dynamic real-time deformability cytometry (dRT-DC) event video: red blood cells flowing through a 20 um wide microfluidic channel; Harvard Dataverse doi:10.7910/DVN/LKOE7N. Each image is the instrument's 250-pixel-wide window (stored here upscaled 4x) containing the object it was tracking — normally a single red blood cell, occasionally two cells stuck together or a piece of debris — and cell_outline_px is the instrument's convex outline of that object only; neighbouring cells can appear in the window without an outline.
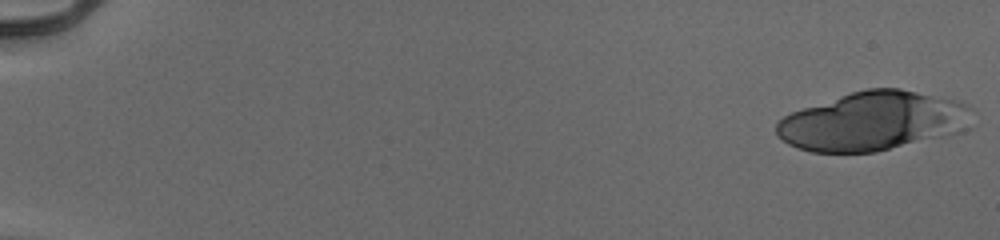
{"species": "human", "species_latin": "Homo sapiens", "temperature_condition": "cold", "stored_images_in_passage": 26, "camera_frame_rate_fps": 3000, "um_per_image_px": 0.085, "donor": {"sex": "male"}, "frame": {"image": 1, "passage_image": 1, "time_ms": 0.0, "image_size_px": [1000, 240], "cell_outline_px": [[972, 108], [956, 132], [876, 152], [812, 152], [788, 144], [776, 132], [776, 124], [784, 116], [792, 112], [852, 92], [868, 88], [900, 88], [952, 100], [964, 104]], "centroid_in_image_um": [74.08, 10.3], "position_along_channel_um": 10.9, "area_um2": 65.08}}
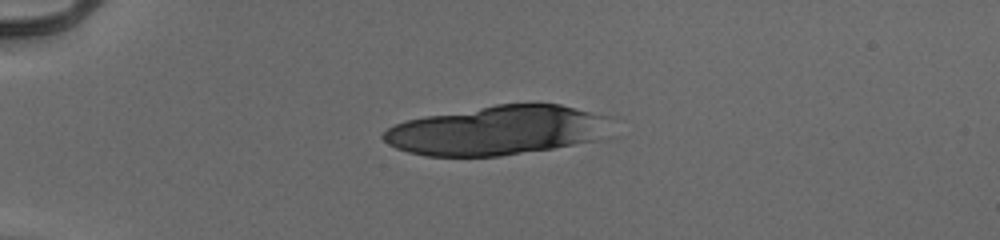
{"frame": {"image": 2, "passage_image": 14, "time_ms": 4.333, "image_size_px": [1000, 240], "cell_outline_px": [[612, 116], [596, 140], [552, 148], [500, 156], [424, 156], [408, 152], [396, 148], [388, 144], [380, 136], [388, 128], [404, 120], [424, 116], [496, 104], [560, 104]], "centroid_in_image_um": [42.19, 11.08], "position_along_channel_um": 42.8, "area_um2": 65.03}}